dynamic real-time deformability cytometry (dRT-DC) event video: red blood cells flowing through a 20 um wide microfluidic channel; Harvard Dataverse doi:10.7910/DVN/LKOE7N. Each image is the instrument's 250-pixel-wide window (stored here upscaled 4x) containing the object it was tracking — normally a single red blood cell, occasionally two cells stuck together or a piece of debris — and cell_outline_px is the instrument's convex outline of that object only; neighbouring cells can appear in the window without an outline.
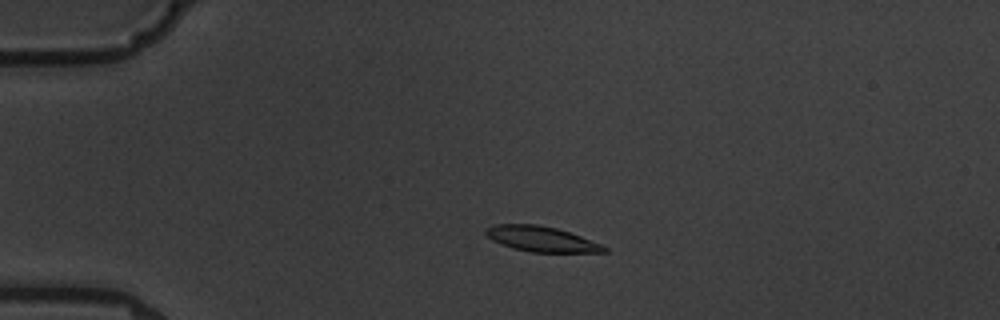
{"species": "common noctule bat (a hibernating species)", "species_latin": "Nyctalus noctula", "temperature_condition": "warm", "stored_images_in_passage": 3, "camera_frame_rate_fps": 3000, "um_per_image_px": 0.085, "animal": {"sex": "male", "body_mass_g": 19.5, "forearm_length_mm": 54.6}, "frame": {"image": 1, "passage_image": 2, "time_ms": 1.0, "image_size_px": [1000, 320], "cell_outline_px": [[608, 252], [532, 252], [512, 248], [500, 244], [492, 240], [484, 232], [484, 228], [496, 224], [536, 224], [556, 228], [604, 244], [608, 248]], "centroid_in_image_um": [46.02, 20.31], "position_along_channel_um": 39.0, "area_um2": 17.51}}